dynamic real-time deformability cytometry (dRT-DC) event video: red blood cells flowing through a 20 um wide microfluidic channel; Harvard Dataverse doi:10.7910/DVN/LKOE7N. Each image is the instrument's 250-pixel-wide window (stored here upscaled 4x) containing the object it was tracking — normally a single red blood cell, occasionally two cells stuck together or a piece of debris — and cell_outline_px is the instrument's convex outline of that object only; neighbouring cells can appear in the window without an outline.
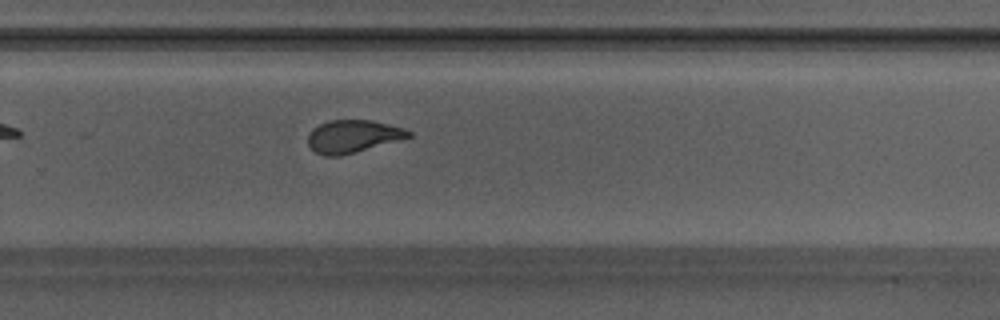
{"species": "Egyptian fruit bat (a non-hibernating species)", "species_latin": "Rousettus aegyptiacus", "temperature_condition": "warm", "stored_images_in_passage": 35, "camera_frame_rate_fps": 3000, "um_per_image_px": 0.085, "animal": {"sex": "male"}, "frame": {"image": 1, "passage_image": 20, "time_ms": 6.333, "image_size_px": [1000, 320], "cell_outline_px": [[412, 136], [340, 156], [324, 156], [316, 152], [308, 144], [308, 136], [312, 128], [328, 120], [372, 120], [404, 128], [412, 132]], "centroid_in_image_um": [29.97, 11.58], "position_along_channel_um": 299.8, "area_um2": 18.96}}